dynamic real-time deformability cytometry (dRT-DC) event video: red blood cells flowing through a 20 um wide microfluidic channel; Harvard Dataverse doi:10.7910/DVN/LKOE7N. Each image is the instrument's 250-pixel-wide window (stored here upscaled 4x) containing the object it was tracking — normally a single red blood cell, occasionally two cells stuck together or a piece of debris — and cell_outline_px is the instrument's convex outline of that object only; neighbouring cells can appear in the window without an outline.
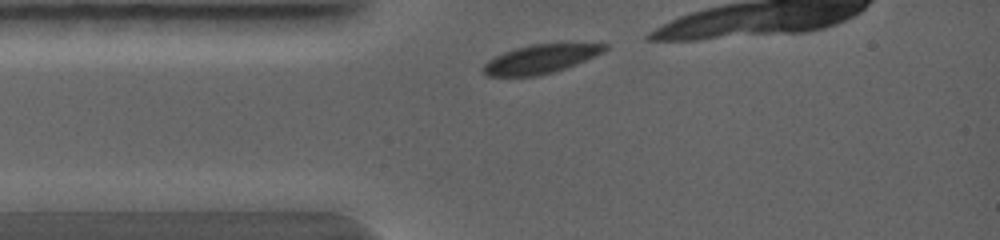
{"species": "common noctule bat (a hibernating species)", "species_latin": "Nyctalus noctula", "temperature_condition": "warm", "stored_images_in_passage": 3, "camera_frame_rate_fps": 5000, "um_per_image_px": 0.085, "animal": {"sex": "female", "body_mass_g": 19.0, "forearm_length_mm": 56.7}, "frame": {"image": 1, "passage_image": 1, "time_ms": 0.0, "image_size_px": [1000, 240], "cell_outline_px": [[608, 48], [604, 52], [596, 56], [576, 64], [552, 72], [536, 76], [484, 76], [480, 68], [488, 60], [504, 52], [516, 48], [532, 44], [608, 44]], "centroid_in_image_um": [45.9, 5.03], "position_along_channel_um": 39.1, "area_um2": 20.23}}
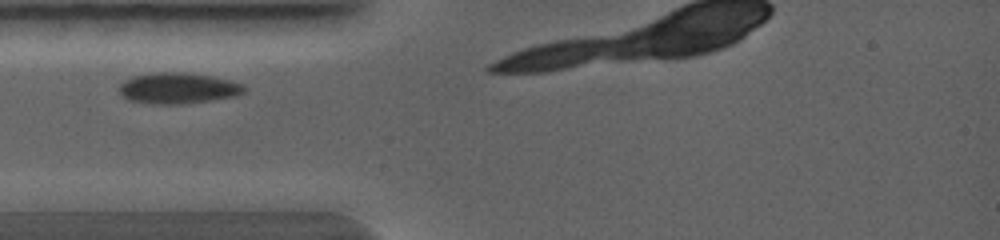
{"frame": {"image": 2, "passage_image": 2, "time_ms": 0.6, "image_size_px": [1000, 240], "cell_outline_px": [[244, 92], [236, 96], [212, 100], [184, 104], [152, 104], [128, 100], [120, 92], [120, 84], [124, 80], [132, 76], [156, 72], [184, 72], [212, 76], [244, 84]], "centroid_in_image_um": [15.13, 7.5], "position_along_channel_um": 69.9, "area_um2": 22.6}}